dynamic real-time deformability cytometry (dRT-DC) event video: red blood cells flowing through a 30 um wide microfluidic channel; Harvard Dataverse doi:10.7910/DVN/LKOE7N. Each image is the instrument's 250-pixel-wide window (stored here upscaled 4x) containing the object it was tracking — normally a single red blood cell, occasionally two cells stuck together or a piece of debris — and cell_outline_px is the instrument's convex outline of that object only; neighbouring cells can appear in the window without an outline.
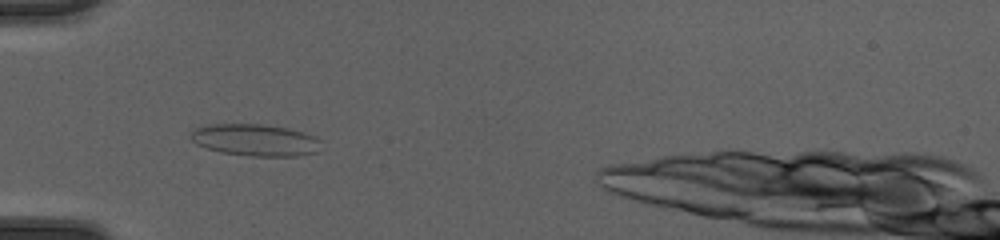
{"species": "common noctule bat (a hibernating species)", "species_latin": "Nyctalus noctula", "temperature_condition": "cold", "stored_images_in_passage": 46, "camera_frame_rate_fps": 3000, "um_per_image_px": 0.085, "animal": {"sex": "female", "body_mass_g": 20.0, "forearm_length_mm": 54.0}, "frame": {"image": 1, "passage_image": 14, "time_ms": 4.333, "image_size_px": [1000, 240], "cell_outline_px": [[320, 140], [316, 152], [296, 156], [252, 156], [220, 152], [196, 144], [188, 136], [196, 128], [212, 124], [260, 124], [288, 128], [304, 132], [316, 136]], "centroid_in_image_um": [21.69, 11.9], "position_along_channel_um": 63.3, "area_um2": 24.1}}
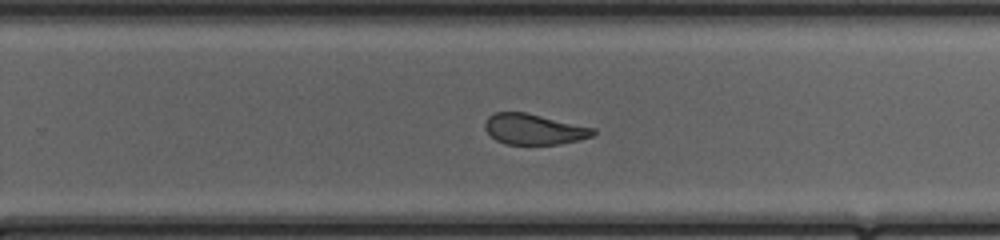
{"frame": {"image": 2, "passage_image": 30, "time_ms": 9.667, "image_size_px": [1000, 240], "cell_outline_px": [[596, 132], [592, 136], [580, 140], [560, 144], [504, 144], [496, 140], [484, 128], [484, 124], [488, 116], [496, 112], [524, 112], [596, 128]], "centroid_in_image_um": [45.39, 10.99], "position_along_channel_um": 284.4, "area_um2": 19.31}}
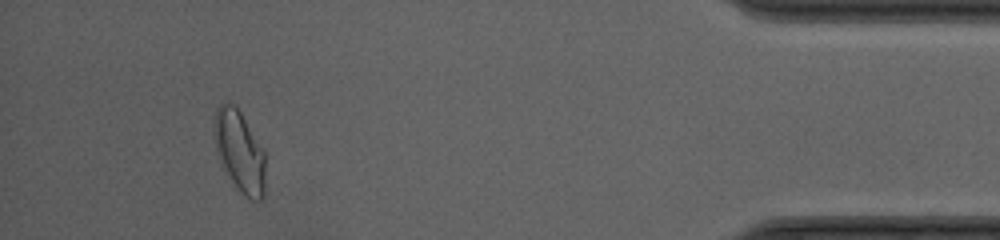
{"frame": {"image": 3, "passage_image": 43, "time_ms": 14.0, "image_size_px": [1000, 240], "cell_outline_px": [[264, 196], [260, 200], [252, 200], [244, 196], [232, 188], [216, 152], [212, 136], [212, 124], [216, 108], [220, 104], [228, 100], [236, 104], [264, 148]], "centroid_in_image_um": [20.31, 12.84], "position_along_channel_um": 414.9, "area_um2": 25.49}, "authors_computed_cell_mechanics": {"area_um2": 22.3975, "velocity_mm_per_s": 4.2414, "shape_relaxation_time_tau1_ms": null, "shape_relaxation_time_tau2_ms": 1.1337, "deformation_change_tau1": null, "deformation_change_tau2": 0.075}}